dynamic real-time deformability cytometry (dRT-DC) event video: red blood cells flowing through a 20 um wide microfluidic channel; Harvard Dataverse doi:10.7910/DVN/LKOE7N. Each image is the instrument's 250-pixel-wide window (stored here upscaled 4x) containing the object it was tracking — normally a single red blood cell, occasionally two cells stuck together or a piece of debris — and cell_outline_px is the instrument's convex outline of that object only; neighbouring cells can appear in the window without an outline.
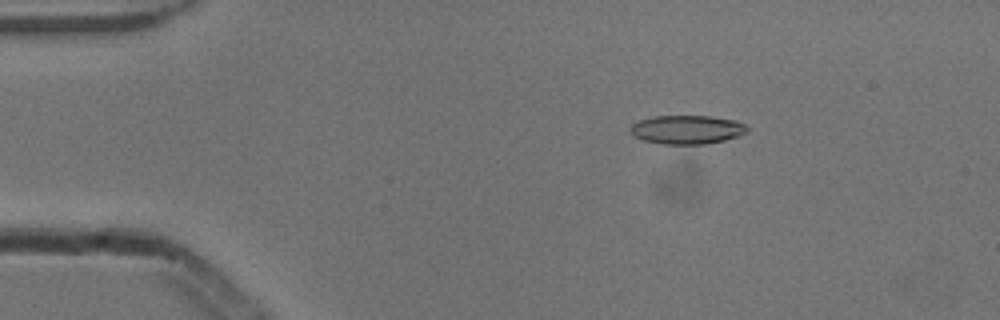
{"species": "common noctule bat (a hibernating species)", "species_latin": "Nyctalus noctula", "temperature_condition": "cold", "stored_images_in_passage": 48, "camera_frame_rate_fps": 3000, "um_per_image_px": 0.085, "animal": {"sex": "male", "body_mass_g": 13.3}, "frame": {"image": 1, "passage_image": 4, "time_ms": 1.0, "image_size_px": [1000, 320], "cell_outline_px": [[748, 132], [724, 140], [704, 144], [660, 144], [644, 140], [632, 136], [632, 124], [640, 120], [652, 116], [712, 116], [736, 120], [744, 124], [748, 128]], "centroid_in_image_um": [58.4, 11.01], "position_along_channel_um": 26.6, "area_um2": 19.54}}
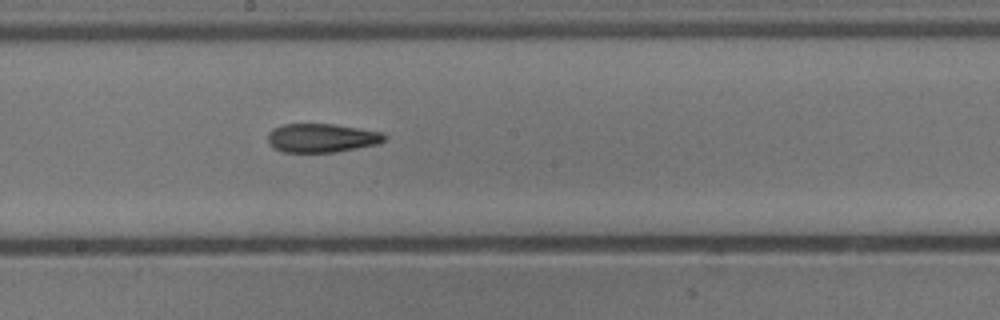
{"frame": {"image": 2, "passage_image": 24, "time_ms": 7.667, "image_size_px": [1000, 320], "cell_outline_px": [[388, 136], [384, 140], [376, 144], [336, 152], [284, 152], [276, 148], [268, 140], [268, 132], [272, 128], [284, 124], [332, 124], [360, 128], [384, 132]], "centroid_in_image_um": [27.37, 11.71], "position_along_channel_um": 220.8, "area_um2": 19.48}}
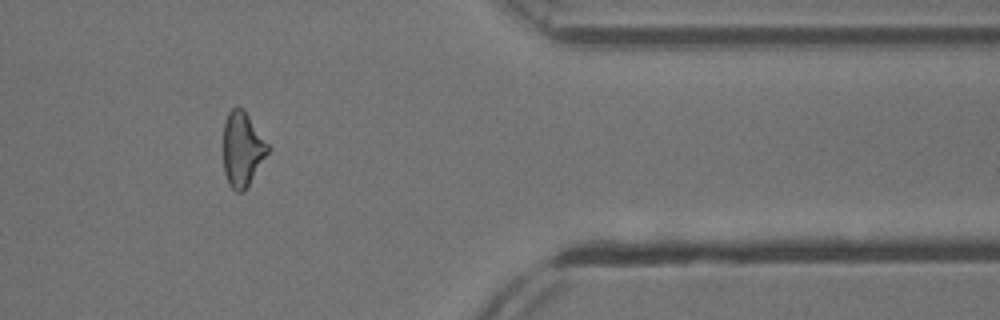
{"frame": {"image": 3, "passage_image": 39, "time_ms": 12.667, "image_size_px": [1000, 320], "cell_outline_px": [[268, 152], [244, 192], [236, 192], [228, 184], [224, 172], [224, 124], [228, 112], [232, 108], [244, 108], [268, 144]], "centroid_in_image_um": [20.58, 12.68], "position_along_channel_um": 390.8, "area_um2": 19.13}, "authors_computed_cell_mechanics": {"area_um2": 19.8832, "velocity_mm_per_s": 3.8731, "shape_relaxation_time_tau1_ms": null, "shape_relaxation_time_tau2_ms": 8.6904, "deformation_change_tau1": null, "deformation_change_tau2": 0.2062}}